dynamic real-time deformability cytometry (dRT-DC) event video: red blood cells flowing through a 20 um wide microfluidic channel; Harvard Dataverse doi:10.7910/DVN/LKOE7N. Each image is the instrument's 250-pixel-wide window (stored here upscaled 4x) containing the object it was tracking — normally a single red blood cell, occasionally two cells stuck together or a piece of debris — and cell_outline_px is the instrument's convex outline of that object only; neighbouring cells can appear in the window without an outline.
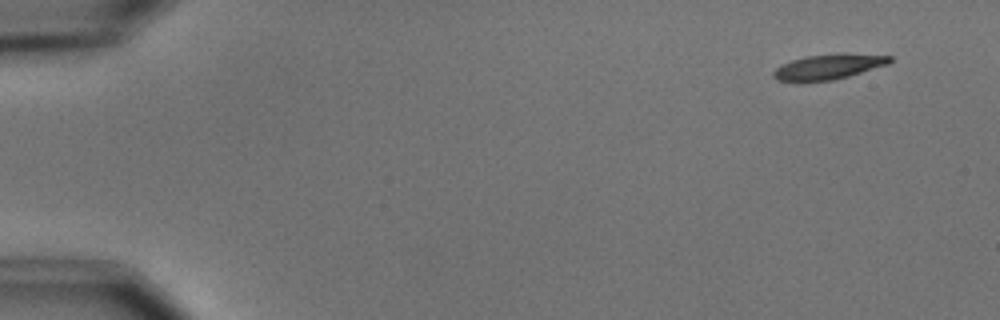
{"species": "common noctule bat (a hibernating species)", "species_latin": "Nyctalus noctula", "temperature_condition": "cold", "stored_images_in_passage": 7, "camera_frame_rate_fps": 3000, "um_per_image_px": 0.085, "animal": {"sex": "male", "body_mass_g": 15.6}, "frame": {"image": 1, "passage_image": 1, "time_ms": 0.0, "image_size_px": [1000, 320], "cell_outline_px": [[892, 60], [888, 64], [848, 76], [832, 80], [776, 80], [772, 76], [772, 72], [780, 64], [804, 56], [892, 56]], "centroid_in_image_um": [70.31, 5.71], "position_along_channel_um": 14.7, "area_um2": 15.72}}
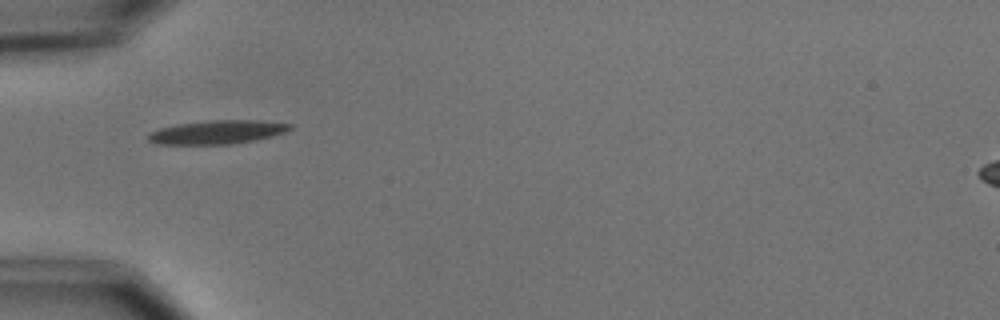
{"frame": {"image": 2, "passage_image": 5, "time_ms": 4.667, "image_size_px": [1000, 320], "cell_outline_px": [[292, 128], [284, 132], [272, 136], [256, 140], [228, 144], [156, 144], [148, 140], [148, 132], [160, 128], [176, 124], [208, 120], [260, 120], [292, 124]], "centroid_in_image_um": [18.45, 11.22], "position_along_channel_um": 66.6, "area_um2": 19.59}}
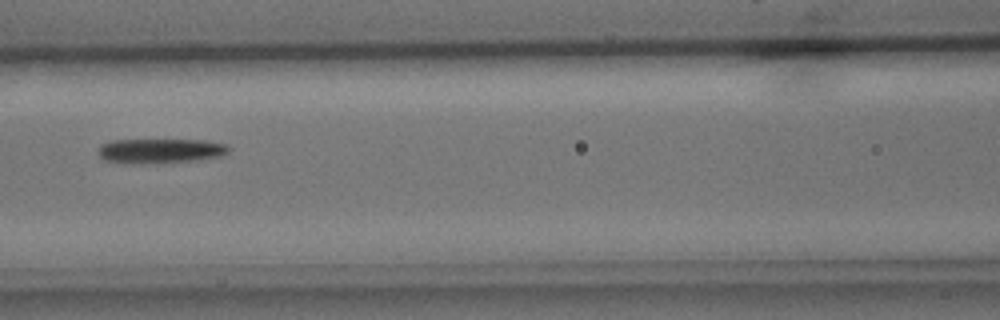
{"frame": {"image": 3, "passage_image": 7, "time_ms": 7.0, "image_size_px": [1000, 320], "cell_outline_px": [[232, 148], [228, 152], [220, 156], [196, 160], [132, 164], [128, 164], [104, 160], [100, 156], [100, 144], [112, 140], [204, 140], [228, 144]], "centroid_in_image_um": [13.65, 12.81], "position_along_channel_um": 153.0, "area_um2": 18.73}}